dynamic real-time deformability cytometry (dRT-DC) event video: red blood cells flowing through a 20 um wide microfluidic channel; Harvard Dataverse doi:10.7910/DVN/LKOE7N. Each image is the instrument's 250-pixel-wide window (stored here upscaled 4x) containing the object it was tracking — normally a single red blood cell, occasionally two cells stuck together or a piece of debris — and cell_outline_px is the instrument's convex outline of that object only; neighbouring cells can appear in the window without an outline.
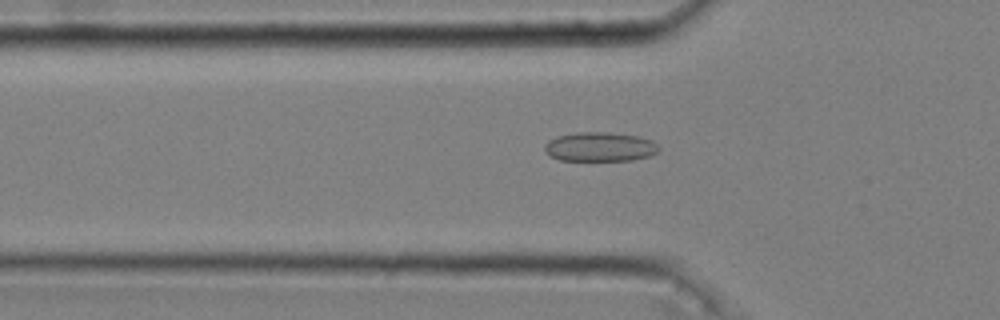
{"species": "common noctule bat (a hibernating species)", "species_latin": "Nyctalus noctula", "temperature_condition": "cold", "stored_images_in_passage": 51, "camera_frame_rate_fps": 3000, "um_per_image_px": 0.085, "animal": {"sex": "male", "body_mass_g": 20.4}, "frame": {"image": 1, "passage_image": 18, "time_ms": 5.667, "image_size_px": [1000, 320], "cell_outline_px": [[660, 148], [656, 152], [648, 156], [632, 160], [560, 160], [548, 156], [544, 152], [544, 144], [548, 140], [556, 136], [576, 132], [608, 132], [640, 136], [652, 140]], "centroid_in_image_um": [50.94, 12.47], "position_along_channel_um": 74.9, "area_um2": 19.65}}
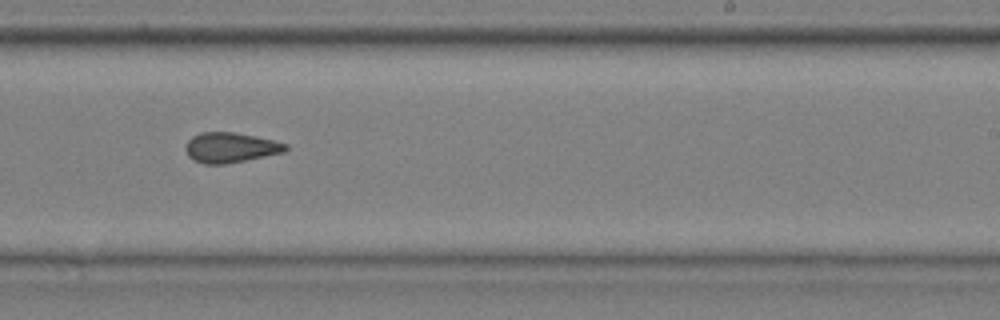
{"frame": {"image": 2, "passage_image": 34, "time_ms": 11.0, "image_size_px": [1000, 320], "cell_outline_px": [[288, 148], [284, 152], [224, 164], [204, 164], [192, 160], [188, 156], [184, 148], [188, 140], [192, 136], [200, 132], [232, 132], [256, 136], [288, 144]], "centroid_in_image_um": [19.54, 12.54], "position_along_channel_um": 269.5, "area_um2": 17.51}}
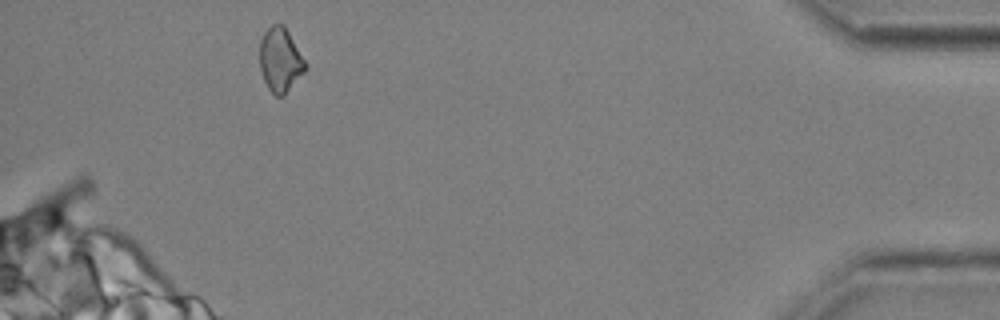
{"frame": {"image": 3, "passage_image": 50, "time_ms": 16.333, "image_size_px": [1000, 320], "cell_outline_px": [[308, 68], [284, 96], [276, 96], [268, 88], [264, 80], [260, 68], [260, 40], [264, 32], [272, 24], [284, 24], [308, 64]], "centroid_in_image_um": [23.85, 5.09], "position_along_channel_um": 411.4, "area_um2": 17.28}, "authors_computed_cell_mechanics": {"area_um2": 18.0336, "velocity_mm_per_s": 3.6426, "shape_relaxation_time_tau1_ms": null, "shape_relaxation_time_tau2_ms": 4.6694, "deformation_change_tau1": null, "deformation_change_tau2": 0.1204}}